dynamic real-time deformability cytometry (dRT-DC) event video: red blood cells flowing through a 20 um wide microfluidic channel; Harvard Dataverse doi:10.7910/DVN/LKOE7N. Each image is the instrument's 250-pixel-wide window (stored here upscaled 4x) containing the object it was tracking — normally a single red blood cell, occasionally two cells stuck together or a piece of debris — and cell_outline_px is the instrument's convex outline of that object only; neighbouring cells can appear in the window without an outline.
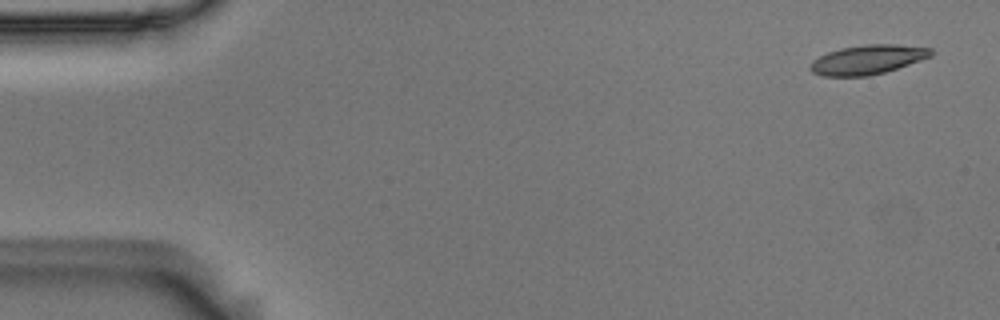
{"species": "Egyptian fruit bat (a non-hibernating species)", "species_latin": "Rousettus aegyptiacus", "temperature_condition": "room temperature", "stored_images_in_passage": 8, "camera_frame_rate_fps": 3000, "um_per_image_px": 0.085, "animal": {"sex": "male"}, "frame": {"image": 1, "passage_image": 1, "time_ms": 0.0, "image_size_px": [1000, 320], "cell_outline_px": [[936, 52], [932, 56], [884, 72], [868, 76], [824, 76], [812, 72], [808, 68], [808, 64], [812, 60], [828, 52], [840, 48], [864, 44], [896, 44], [932, 48]], "centroid_in_image_um": [73.73, 5.06], "position_along_channel_um": 11.3, "area_um2": 20.75}}
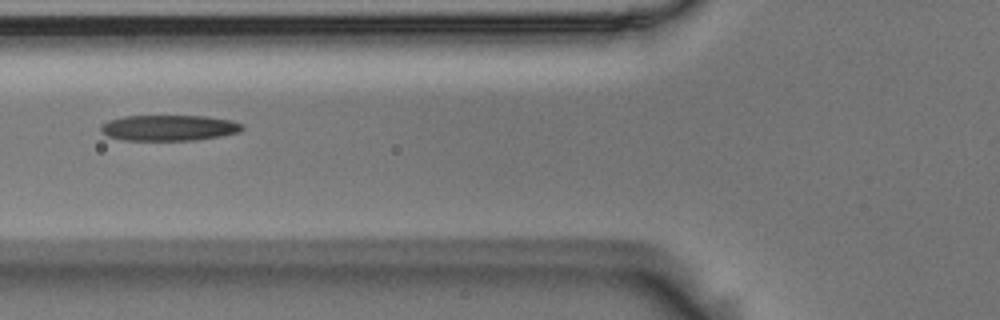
{"frame": {"image": 2, "passage_image": 5, "time_ms": 1.333, "image_size_px": [1000, 320], "cell_outline_px": [[244, 128], [240, 132], [220, 136], [196, 140], [124, 140], [108, 136], [100, 132], [100, 124], [108, 120], [124, 116], [204, 116], [232, 120], [244, 124]], "centroid_in_image_um": [14.36, 10.86], "position_along_channel_um": 111.4, "area_um2": 21.39}}
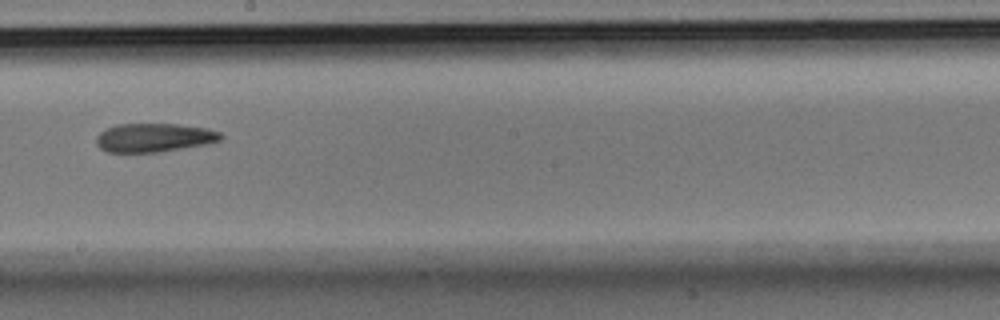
{"frame": {"image": 3, "passage_image": 8, "time_ms": 2.333, "image_size_px": [1000, 320], "cell_outline_px": [[224, 136], [220, 140], [204, 144], [160, 152], [108, 152], [100, 148], [96, 144], [96, 136], [104, 128], [116, 124], [176, 124], [208, 128], [220, 132]], "centroid_in_image_um": [13.06, 11.69], "position_along_channel_um": 235.1, "area_um2": 20.87}}